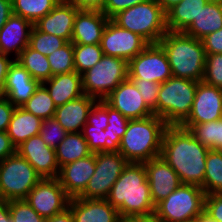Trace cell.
<instances>
[{
    "mask_svg": "<svg viewBox=\"0 0 222 222\" xmlns=\"http://www.w3.org/2000/svg\"><path fill=\"white\" fill-rule=\"evenodd\" d=\"M209 150L189 130L181 126H168L160 156L176 171L182 184L197 185L204 191L205 163Z\"/></svg>",
    "mask_w": 222,
    "mask_h": 222,
    "instance_id": "6da1fadb",
    "label": "cell"
},
{
    "mask_svg": "<svg viewBox=\"0 0 222 222\" xmlns=\"http://www.w3.org/2000/svg\"><path fill=\"white\" fill-rule=\"evenodd\" d=\"M106 200L120 217L148 215L155 212L144 163L129 162L111 187Z\"/></svg>",
    "mask_w": 222,
    "mask_h": 222,
    "instance_id": "7a4b0ae2",
    "label": "cell"
},
{
    "mask_svg": "<svg viewBox=\"0 0 222 222\" xmlns=\"http://www.w3.org/2000/svg\"><path fill=\"white\" fill-rule=\"evenodd\" d=\"M169 125L159 116L130 119L121 138L119 153L128 162L144 163L161 155L163 136Z\"/></svg>",
    "mask_w": 222,
    "mask_h": 222,
    "instance_id": "3957f363",
    "label": "cell"
},
{
    "mask_svg": "<svg viewBox=\"0 0 222 222\" xmlns=\"http://www.w3.org/2000/svg\"><path fill=\"white\" fill-rule=\"evenodd\" d=\"M159 44L167 54L172 76L203 80L206 53L201 40L184 32L167 31Z\"/></svg>",
    "mask_w": 222,
    "mask_h": 222,
    "instance_id": "277c9868",
    "label": "cell"
},
{
    "mask_svg": "<svg viewBox=\"0 0 222 222\" xmlns=\"http://www.w3.org/2000/svg\"><path fill=\"white\" fill-rule=\"evenodd\" d=\"M198 83L174 76L161 83L156 116L169 126H179L190 114Z\"/></svg>",
    "mask_w": 222,
    "mask_h": 222,
    "instance_id": "5b68a950",
    "label": "cell"
},
{
    "mask_svg": "<svg viewBox=\"0 0 222 222\" xmlns=\"http://www.w3.org/2000/svg\"><path fill=\"white\" fill-rule=\"evenodd\" d=\"M111 20L119 27L140 35L149 44L159 43L167 33L166 13L156 0H147L120 11Z\"/></svg>",
    "mask_w": 222,
    "mask_h": 222,
    "instance_id": "8992f818",
    "label": "cell"
},
{
    "mask_svg": "<svg viewBox=\"0 0 222 222\" xmlns=\"http://www.w3.org/2000/svg\"><path fill=\"white\" fill-rule=\"evenodd\" d=\"M205 192L200 186L181 184L155 205L160 222H184L198 218L204 212Z\"/></svg>",
    "mask_w": 222,
    "mask_h": 222,
    "instance_id": "52a82bcc",
    "label": "cell"
},
{
    "mask_svg": "<svg viewBox=\"0 0 222 222\" xmlns=\"http://www.w3.org/2000/svg\"><path fill=\"white\" fill-rule=\"evenodd\" d=\"M81 76L84 94L104 100L128 78V62L120 57L103 55L98 63Z\"/></svg>",
    "mask_w": 222,
    "mask_h": 222,
    "instance_id": "ba28073f",
    "label": "cell"
},
{
    "mask_svg": "<svg viewBox=\"0 0 222 222\" xmlns=\"http://www.w3.org/2000/svg\"><path fill=\"white\" fill-rule=\"evenodd\" d=\"M41 179L17 152L0 161V184L5 201L25 199Z\"/></svg>",
    "mask_w": 222,
    "mask_h": 222,
    "instance_id": "9c48e42d",
    "label": "cell"
},
{
    "mask_svg": "<svg viewBox=\"0 0 222 222\" xmlns=\"http://www.w3.org/2000/svg\"><path fill=\"white\" fill-rule=\"evenodd\" d=\"M128 161L119 152L95 153V171L85 190L78 196L85 199H106Z\"/></svg>",
    "mask_w": 222,
    "mask_h": 222,
    "instance_id": "30bf717a",
    "label": "cell"
},
{
    "mask_svg": "<svg viewBox=\"0 0 222 222\" xmlns=\"http://www.w3.org/2000/svg\"><path fill=\"white\" fill-rule=\"evenodd\" d=\"M172 77L169 60L159 43L149 44L128 62V78L163 83Z\"/></svg>",
    "mask_w": 222,
    "mask_h": 222,
    "instance_id": "8fae6325",
    "label": "cell"
},
{
    "mask_svg": "<svg viewBox=\"0 0 222 222\" xmlns=\"http://www.w3.org/2000/svg\"><path fill=\"white\" fill-rule=\"evenodd\" d=\"M70 199L58 178H42L25 198L45 219L65 211Z\"/></svg>",
    "mask_w": 222,
    "mask_h": 222,
    "instance_id": "7c38bea8",
    "label": "cell"
},
{
    "mask_svg": "<svg viewBox=\"0 0 222 222\" xmlns=\"http://www.w3.org/2000/svg\"><path fill=\"white\" fill-rule=\"evenodd\" d=\"M100 45L104 55L120 57L129 62L149 43L140 35L119 27L109 19L104 28Z\"/></svg>",
    "mask_w": 222,
    "mask_h": 222,
    "instance_id": "4fadbf2b",
    "label": "cell"
},
{
    "mask_svg": "<svg viewBox=\"0 0 222 222\" xmlns=\"http://www.w3.org/2000/svg\"><path fill=\"white\" fill-rule=\"evenodd\" d=\"M222 118V89L200 81L189 116L181 124H201Z\"/></svg>",
    "mask_w": 222,
    "mask_h": 222,
    "instance_id": "5bb4252c",
    "label": "cell"
},
{
    "mask_svg": "<svg viewBox=\"0 0 222 222\" xmlns=\"http://www.w3.org/2000/svg\"><path fill=\"white\" fill-rule=\"evenodd\" d=\"M16 152L34 167L41 178H58L60 167L55 149L47 146L39 134L19 145Z\"/></svg>",
    "mask_w": 222,
    "mask_h": 222,
    "instance_id": "9a60e30c",
    "label": "cell"
},
{
    "mask_svg": "<svg viewBox=\"0 0 222 222\" xmlns=\"http://www.w3.org/2000/svg\"><path fill=\"white\" fill-rule=\"evenodd\" d=\"M104 101L128 119H142L154 114L129 78L120 83Z\"/></svg>",
    "mask_w": 222,
    "mask_h": 222,
    "instance_id": "2e32d148",
    "label": "cell"
},
{
    "mask_svg": "<svg viewBox=\"0 0 222 222\" xmlns=\"http://www.w3.org/2000/svg\"><path fill=\"white\" fill-rule=\"evenodd\" d=\"M144 166L154 205L165 199L182 184L176 171L161 156L144 162Z\"/></svg>",
    "mask_w": 222,
    "mask_h": 222,
    "instance_id": "e0dca14e",
    "label": "cell"
},
{
    "mask_svg": "<svg viewBox=\"0 0 222 222\" xmlns=\"http://www.w3.org/2000/svg\"><path fill=\"white\" fill-rule=\"evenodd\" d=\"M78 11L79 9L68 0H61L47 15L34 23V26L39 31L59 36L70 42Z\"/></svg>",
    "mask_w": 222,
    "mask_h": 222,
    "instance_id": "ac0fdd59",
    "label": "cell"
},
{
    "mask_svg": "<svg viewBox=\"0 0 222 222\" xmlns=\"http://www.w3.org/2000/svg\"><path fill=\"white\" fill-rule=\"evenodd\" d=\"M41 83L16 60L10 65L5 81L4 97L15 107L23 106Z\"/></svg>",
    "mask_w": 222,
    "mask_h": 222,
    "instance_id": "d6986e66",
    "label": "cell"
},
{
    "mask_svg": "<svg viewBox=\"0 0 222 222\" xmlns=\"http://www.w3.org/2000/svg\"><path fill=\"white\" fill-rule=\"evenodd\" d=\"M95 153L68 163L60 168L58 179L71 197H78L87 187L95 171Z\"/></svg>",
    "mask_w": 222,
    "mask_h": 222,
    "instance_id": "ffe728a7",
    "label": "cell"
},
{
    "mask_svg": "<svg viewBox=\"0 0 222 222\" xmlns=\"http://www.w3.org/2000/svg\"><path fill=\"white\" fill-rule=\"evenodd\" d=\"M33 27L34 24L29 20L12 14L0 30V53L14 55L16 60L28 46Z\"/></svg>",
    "mask_w": 222,
    "mask_h": 222,
    "instance_id": "44dd1931",
    "label": "cell"
},
{
    "mask_svg": "<svg viewBox=\"0 0 222 222\" xmlns=\"http://www.w3.org/2000/svg\"><path fill=\"white\" fill-rule=\"evenodd\" d=\"M109 18L100 10H79L74 19L73 44H100Z\"/></svg>",
    "mask_w": 222,
    "mask_h": 222,
    "instance_id": "7402d4cb",
    "label": "cell"
},
{
    "mask_svg": "<svg viewBox=\"0 0 222 222\" xmlns=\"http://www.w3.org/2000/svg\"><path fill=\"white\" fill-rule=\"evenodd\" d=\"M68 208L75 222H119L118 209L106 199H85L73 197Z\"/></svg>",
    "mask_w": 222,
    "mask_h": 222,
    "instance_id": "603a6c76",
    "label": "cell"
},
{
    "mask_svg": "<svg viewBox=\"0 0 222 222\" xmlns=\"http://www.w3.org/2000/svg\"><path fill=\"white\" fill-rule=\"evenodd\" d=\"M97 101L95 98L84 94L56 107L53 118L58 121L67 133L82 132L89 112Z\"/></svg>",
    "mask_w": 222,
    "mask_h": 222,
    "instance_id": "cb8c5ba5",
    "label": "cell"
},
{
    "mask_svg": "<svg viewBox=\"0 0 222 222\" xmlns=\"http://www.w3.org/2000/svg\"><path fill=\"white\" fill-rule=\"evenodd\" d=\"M42 84L48 90L56 107L84 95L82 76L76 71L53 75Z\"/></svg>",
    "mask_w": 222,
    "mask_h": 222,
    "instance_id": "d4e9b609",
    "label": "cell"
},
{
    "mask_svg": "<svg viewBox=\"0 0 222 222\" xmlns=\"http://www.w3.org/2000/svg\"><path fill=\"white\" fill-rule=\"evenodd\" d=\"M220 28H222V0H210L183 32L201 40Z\"/></svg>",
    "mask_w": 222,
    "mask_h": 222,
    "instance_id": "484cf974",
    "label": "cell"
},
{
    "mask_svg": "<svg viewBox=\"0 0 222 222\" xmlns=\"http://www.w3.org/2000/svg\"><path fill=\"white\" fill-rule=\"evenodd\" d=\"M41 125L42 119L22 107H15L6 132L13 146L17 148L32 136L38 135Z\"/></svg>",
    "mask_w": 222,
    "mask_h": 222,
    "instance_id": "4316f807",
    "label": "cell"
},
{
    "mask_svg": "<svg viewBox=\"0 0 222 222\" xmlns=\"http://www.w3.org/2000/svg\"><path fill=\"white\" fill-rule=\"evenodd\" d=\"M210 0H182L166 12L167 31L183 32Z\"/></svg>",
    "mask_w": 222,
    "mask_h": 222,
    "instance_id": "83f0119b",
    "label": "cell"
},
{
    "mask_svg": "<svg viewBox=\"0 0 222 222\" xmlns=\"http://www.w3.org/2000/svg\"><path fill=\"white\" fill-rule=\"evenodd\" d=\"M55 152L60 168L92 153L82 132L67 133L65 139L55 148Z\"/></svg>",
    "mask_w": 222,
    "mask_h": 222,
    "instance_id": "f1b7e54d",
    "label": "cell"
},
{
    "mask_svg": "<svg viewBox=\"0 0 222 222\" xmlns=\"http://www.w3.org/2000/svg\"><path fill=\"white\" fill-rule=\"evenodd\" d=\"M205 147L219 150L222 147V118L201 124H180Z\"/></svg>",
    "mask_w": 222,
    "mask_h": 222,
    "instance_id": "f546056e",
    "label": "cell"
},
{
    "mask_svg": "<svg viewBox=\"0 0 222 222\" xmlns=\"http://www.w3.org/2000/svg\"><path fill=\"white\" fill-rule=\"evenodd\" d=\"M35 79L40 83L52 77V71L47 56L31 49L29 46L24 48L16 59Z\"/></svg>",
    "mask_w": 222,
    "mask_h": 222,
    "instance_id": "4dcf8cb0",
    "label": "cell"
},
{
    "mask_svg": "<svg viewBox=\"0 0 222 222\" xmlns=\"http://www.w3.org/2000/svg\"><path fill=\"white\" fill-rule=\"evenodd\" d=\"M61 0H12V14L36 23L47 15Z\"/></svg>",
    "mask_w": 222,
    "mask_h": 222,
    "instance_id": "1f68e13d",
    "label": "cell"
},
{
    "mask_svg": "<svg viewBox=\"0 0 222 222\" xmlns=\"http://www.w3.org/2000/svg\"><path fill=\"white\" fill-rule=\"evenodd\" d=\"M108 126L105 128L107 138L105 152H119L121 138L125 134L130 119L107 104Z\"/></svg>",
    "mask_w": 222,
    "mask_h": 222,
    "instance_id": "d6a6232c",
    "label": "cell"
},
{
    "mask_svg": "<svg viewBox=\"0 0 222 222\" xmlns=\"http://www.w3.org/2000/svg\"><path fill=\"white\" fill-rule=\"evenodd\" d=\"M205 164V194L222 193V154L220 151L209 150L206 156Z\"/></svg>",
    "mask_w": 222,
    "mask_h": 222,
    "instance_id": "836d02e7",
    "label": "cell"
},
{
    "mask_svg": "<svg viewBox=\"0 0 222 222\" xmlns=\"http://www.w3.org/2000/svg\"><path fill=\"white\" fill-rule=\"evenodd\" d=\"M21 107L42 120L53 118L56 110L53 99L42 83L32 97Z\"/></svg>",
    "mask_w": 222,
    "mask_h": 222,
    "instance_id": "e575fe53",
    "label": "cell"
},
{
    "mask_svg": "<svg viewBox=\"0 0 222 222\" xmlns=\"http://www.w3.org/2000/svg\"><path fill=\"white\" fill-rule=\"evenodd\" d=\"M73 51L75 71L78 74L92 68L104 55L100 44H73Z\"/></svg>",
    "mask_w": 222,
    "mask_h": 222,
    "instance_id": "d590c367",
    "label": "cell"
},
{
    "mask_svg": "<svg viewBox=\"0 0 222 222\" xmlns=\"http://www.w3.org/2000/svg\"><path fill=\"white\" fill-rule=\"evenodd\" d=\"M47 59L52 76L75 71L73 43L71 41L67 42L61 48L48 55Z\"/></svg>",
    "mask_w": 222,
    "mask_h": 222,
    "instance_id": "8d00e7d4",
    "label": "cell"
},
{
    "mask_svg": "<svg viewBox=\"0 0 222 222\" xmlns=\"http://www.w3.org/2000/svg\"><path fill=\"white\" fill-rule=\"evenodd\" d=\"M67 41L59 36L46 34L39 31L35 26L32 28L28 46L45 56L50 55L65 45Z\"/></svg>",
    "mask_w": 222,
    "mask_h": 222,
    "instance_id": "74e56055",
    "label": "cell"
},
{
    "mask_svg": "<svg viewBox=\"0 0 222 222\" xmlns=\"http://www.w3.org/2000/svg\"><path fill=\"white\" fill-rule=\"evenodd\" d=\"M9 211L14 222H45V218L40 216L25 199L10 200Z\"/></svg>",
    "mask_w": 222,
    "mask_h": 222,
    "instance_id": "f35d334b",
    "label": "cell"
},
{
    "mask_svg": "<svg viewBox=\"0 0 222 222\" xmlns=\"http://www.w3.org/2000/svg\"><path fill=\"white\" fill-rule=\"evenodd\" d=\"M202 81L222 89V53L206 54Z\"/></svg>",
    "mask_w": 222,
    "mask_h": 222,
    "instance_id": "ab89813d",
    "label": "cell"
},
{
    "mask_svg": "<svg viewBox=\"0 0 222 222\" xmlns=\"http://www.w3.org/2000/svg\"><path fill=\"white\" fill-rule=\"evenodd\" d=\"M39 135L47 146L55 149L65 139L67 132L55 118H49L42 120Z\"/></svg>",
    "mask_w": 222,
    "mask_h": 222,
    "instance_id": "60d3db41",
    "label": "cell"
},
{
    "mask_svg": "<svg viewBox=\"0 0 222 222\" xmlns=\"http://www.w3.org/2000/svg\"><path fill=\"white\" fill-rule=\"evenodd\" d=\"M135 86L138 88L145 104L153 111L156 115V105L158 100V93L161 84L151 82L149 80L142 79H131Z\"/></svg>",
    "mask_w": 222,
    "mask_h": 222,
    "instance_id": "b9f144b4",
    "label": "cell"
},
{
    "mask_svg": "<svg viewBox=\"0 0 222 222\" xmlns=\"http://www.w3.org/2000/svg\"><path fill=\"white\" fill-rule=\"evenodd\" d=\"M82 134L92 153L105 152V141L108 137L105 130L86 123L83 126Z\"/></svg>",
    "mask_w": 222,
    "mask_h": 222,
    "instance_id": "7bdbcfd3",
    "label": "cell"
},
{
    "mask_svg": "<svg viewBox=\"0 0 222 222\" xmlns=\"http://www.w3.org/2000/svg\"><path fill=\"white\" fill-rule=\"evenodd\" d=\"M87 124L98 127L103 130L109 125L107 115V103L104 100H98L92 107L87 117Z\"/></svg>",
    "mask_w": 222,
    "mask_h": 222,
    "instance_id": "ee69618b",
    "label": "cell"
},
{
    "mask_svg": "<svg viewBox=\"0 0 222 222\" xmlns=\"http://www.w3.org/2000/svg\"><path fill=\"white\" fill-rule=\"evenodd\" d=\"M204 212L218 222H222V193L205 196Z\"/></svg>",
    "mask_w": 222,
    "mask_h": 222,
    "instance_id": "f6af8a7d",
    "label": "cell"
},
{
    "mask_svg": "<svg viewBox=\"0 0 222 222\" xmlns=\"http://www.w3.org/2000/svg\"><path fill=\"white\" fill-rule=\"evenodd\" d=\"M147 0H106L103 9L101 10L109 19L118 12L126 10L136 4L143 3Z\"/></svg>",
    "mask_w": 222,
    "mask_h": 222,
    "instance_id": "bcb514c9",
    "label": "cell"
},
{
    "mask_svg": "<svg viewBox=\"0 0 222 222\" xmlns=\"http://www.w3.org/2000/svg\"><path fill=\"white\" fill-rule=\"evenodd\" d=\"M206 54L222 53V28L201 39Z\"/></svg>",
    "mask_w": 222,
    "mask_h": 222,
    "instance_id": "7dc6e473",
    "label": "cell"
},
{
    "mask_svg": "<svg viewBox=\"0 0 222 222\" xmlns=\"http://www.w3.org/2000/svg\"><path fill=\"white\" fill-rule=\"evenodd\" d=\"M15 106L6 97H0V132H6Z\"/></svg>",
    "mask_w": 222,
    "mask_h": 222,
    "instance_id": "c3c4849f",
    "label": "cell"
},
{
    "mask_svg": "<svg viewBox=\"0 0 222 222\" xmlns=\"http://www.w3.org/2000/svg\"><path fill=\"white\" fill-rule=\"evenodd\" d=\"M13 62V57L0 53V97H4L6 77Z\"/></svg>",
    "mask_w": 222,
    "mask_h": 222,
    "instance_id": "681fc988",
    "label": "cell"
},
{
    "mask_svg": "<svg viewBox=\"0 0 222 222\" xmlns=\"http://www.w3.org/2000/svg\"><path fill=\"white\" fill-rule=\"evenodd\" d=\"M79 10H102L106 0H68Z\"/></svg>",
    "mask_w": 222,
    "mask_h": 222,
    "instance_id": "f907efd6",
    "label": "cell"
},
{
    "mask_svg": "<svg viewBox=\"0 0 222 222\" xmlns=\"http://www.w3.org/2000/svg\"><path fill=\"white\" fill-rule=\"evenodd\" d=\"M16 152V148L11 143L10 137L7 132H0V161L6 157L13 155Z\"/></svg>",
    "mask_w": 222,
    "mask_h": 222,
    "instance_id": "816d5d0a",
    "label": "cell"
},
{
    "mask_svg": "<svg viewBox=\"0 0 222 222\" xmlns=\"http://www.w3.org/2000/svg\"><path fill=\"white\" fill-rule=\"evenodd\" d=\"M12 15V0H0V30Z\"/></svg>",
    "mask_w": 222,
    "mask_h": 222,
    "instance_id": "f5cc1de1",
    "label": "cell"
},
{
    "mask_svg": "<svg viewBox=\"0 0 222 222\" xmlns=\"http://www.w3.org/2000/svg\"><path fill=\"white\" fill-rule=\"evenodd\" d=\"M119 222H160L155 214L136 215V216H122Z\"/></svg>",
    "mask_w": 222,
    "mask_h": 222,
    "instance_id": "db71d44e",
    "label": "cell"
},
{
    "mask_svg": "<svg viewBox=\"0 0 222 222\" xmlns=\"http://www.w3.org/2000/svg\"><path fill=\"white\" fill-rule=\"evenodd\" d=\"M45 222H75V219L71 213V210L67 208L65 211L59 214L46 218Z\"/></svg>",
    "mask_w": 222,
    "mask_h": 222,
    "instance_id": "11a10c76",
    "label": "cell"
},
{
    "mask_svg": "<svg viewBox=\"0 0 222 222\" xmlns=\"http://www.w3.org/2000/svg\"><path fill=\"white\" fill-rule=\"evenodd\" d=\"M0 222H14L10 215L8 201L0 203Z\"/></svg>",
    "mask_w": 222,
    "mask_h": 222,
    "instance_id": "9f6ffc18",
    "label": "cell"
},
{
    "mask_svg": "<svg viewBox=\"0 0 222 222\" xmlns=\"http://www.w3.org/2000/svg\"><path fill=\"white\" fill-rule=\"evenodd\" d=\"M157 3L161 6L162 10L166 13L176 4L180 3L182 0H156Z\"/></svg>",
    "mask_w": 222,
    "mask_h": 222,
    "instance_id": "6f0895ef",
    "label": "cell"
},
{
    "mask_svg": "<svg viewBox=\"0 0 222 222\" xmlns=\"http://www.w3.org/2000/svg\"><path fill=\"white\" fill-rule=\"evenodd\" d=\"M200 222H218L215 219L211 218L205 212L200 215Z\"/></svg>",
    "mask_w": 222,
    "mask_h": 222,
    "instance_id": "680465c9",
    "label": "cell"
},
{
    "mask_svg": "<svg viewBox=\"0 0 222 222\" xmlns=\"http://www.w3.org/2000/svg\"><path fill=\"white\" fill-rule=\"evenodd\" d=\"M5 202L4 196L2 194V188H1V184H0V203Z\"/></svg>",
    "mask_w": 222,
    "mask_h": 222,
    "instance_id": "91938a15",
    "label": "cell"
},
{
    "mask_svg": "<svg viewBox=\"0 0 222 222\" xmlns=\"http://www.w3.org/2000/svg\"><path fill=\"white\" fill-rule=\"evenodd\" d=\"M184 222H200V216L196 219L189 220V221H184Z\"/></svg>",
    "mask_w": 222,
    "mask_h": 222,
    "instance_id": "94428289",
    "label": "cell"
}]
</instances>
